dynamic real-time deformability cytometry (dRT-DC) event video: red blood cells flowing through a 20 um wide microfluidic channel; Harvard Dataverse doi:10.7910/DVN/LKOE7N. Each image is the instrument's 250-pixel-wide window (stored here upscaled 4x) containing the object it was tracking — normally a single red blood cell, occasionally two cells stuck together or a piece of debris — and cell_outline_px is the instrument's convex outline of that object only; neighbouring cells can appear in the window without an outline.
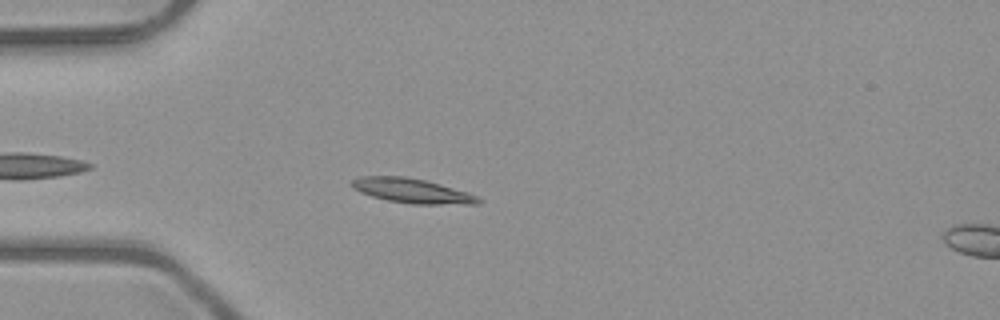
{"species": "common noctule bat (a hibernating species)", "species_latin": "Nyctalus noctula", "temperature_condition": "room temperature", "stored_images_in_passage": 42, "camera_frame_rate_fps": 3000, "um_per_image_px": 0.085, "animal": {"sex": "male", "body_mass_g": 23.1, "forearm_length_mm": 52.7}, "frame": {"image": 1, "passage_image": 5, "time_ms": 1.333, "image_size_px": [1000, 320], "cell_outline_px": [[484, 200], [480, 204], [412, 204], [388, 200], [372, 196], [360, 192], [352, 188], [352, 180], [360, 176], [404, 176], [424, 180], [440, 184], [468, 192]], "centroid_in_image_um": [35.05, 16.22], "position_along_channel_um": 50.0, "area_um2": 18.09}}
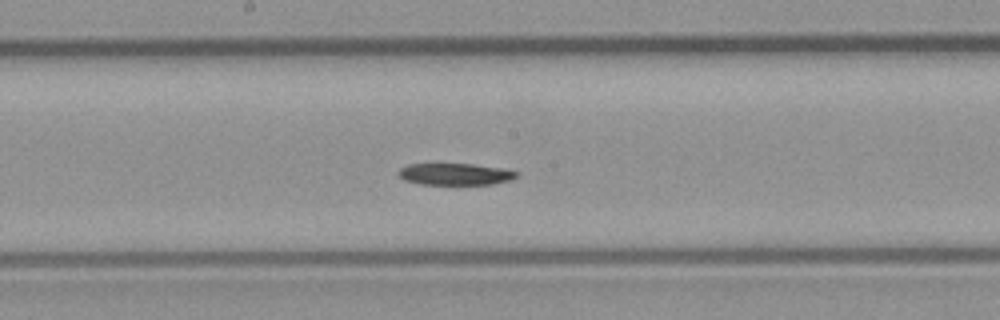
{"frame": {"image": 2, "passage_image": 18, "time_ms": 5.667, "image_size_px": [1000, 320], "cell_outline_px": [[520, 176], [512, 180], [492, 184], [420, 184], [404, 180], [396, 172], [400, 168], [408, 164], [472, 164], [504, 168], [516, 172]], "centroid_in_image_um": [38.7, 14.8], "position_along_channel_um": 209.5, "area_um2": 15.03}}
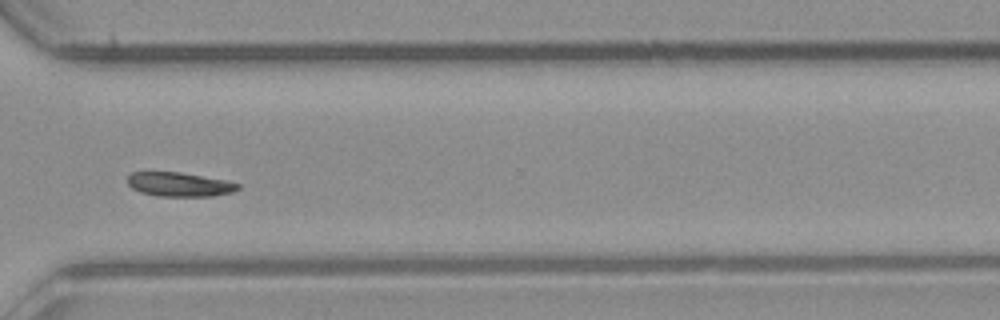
{"frame": {"image": 3, "passage_image": 29, "time_ms": 9.333, "image_size_px": [1000, 320], "cell_outline_px": [[240, 188], [232, 192], [212, 196], [160, 196], [140, 192], [132, 188], [128, 184], [128, 176], [132, 172], [180, 172], [224, 180], [240, 184]], "centroid_in_image_um": [15.24, 15.67], "position_along_channel_um": 355.4, "area_um2": 15.37}, "authors_computed_cell_mechanics": {"area_um2": 16.4152, "velocity_mm_per_s": 3.9875, "shape_relaxation_time_tau1_ms": 2.8614, "shape_relaxation_time_tau2_ms": null, "deformation_change_tau1": 0.0949, "deformation_change_tau2": null}}